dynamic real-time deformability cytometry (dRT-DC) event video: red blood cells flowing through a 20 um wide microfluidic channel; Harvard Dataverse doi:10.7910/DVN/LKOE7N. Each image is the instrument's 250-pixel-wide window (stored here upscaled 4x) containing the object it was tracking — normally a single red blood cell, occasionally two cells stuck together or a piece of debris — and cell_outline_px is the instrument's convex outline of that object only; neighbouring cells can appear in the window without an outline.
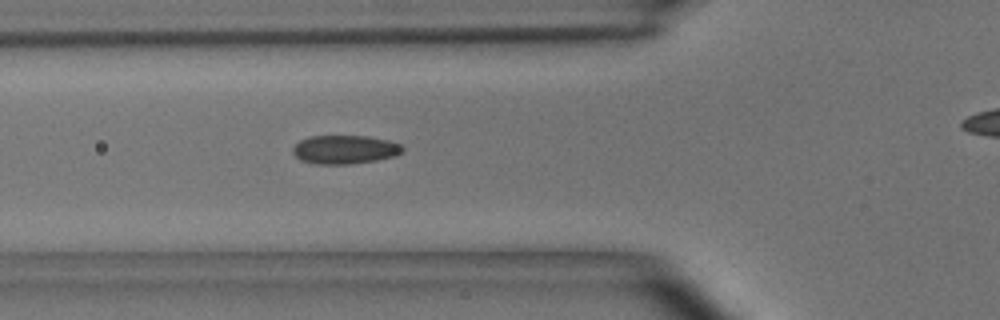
{"species": "common noctule bat (a hibernating species)", "species_latin": "Nyctalus noctula", "temperature_condition": "room temperature", "stored_images_in_passage": 41, "camera_frame_rate_fps": 3000, "um_per_image_px": 0.085, "animal": {"sex": "male", "body_mass_g": 15.6}, "frame": {"image": 1, "passage_image": 12, "time_ms": 3.667, "image_size_px": [1000, 320], "cell_outline_px": [[404, 152], [396, 156], [376, 160], [348, 164], [316, 164], [300, 160], [292, 152], [292, 148], [300, 140], [308, 136], [368, 136], [388, 140], [400, 144], [404, 148]], "centroid_in_image_um": [29.32, 12.71], "position_along_channel_um": 96.5, "area_um2": 18.44}}
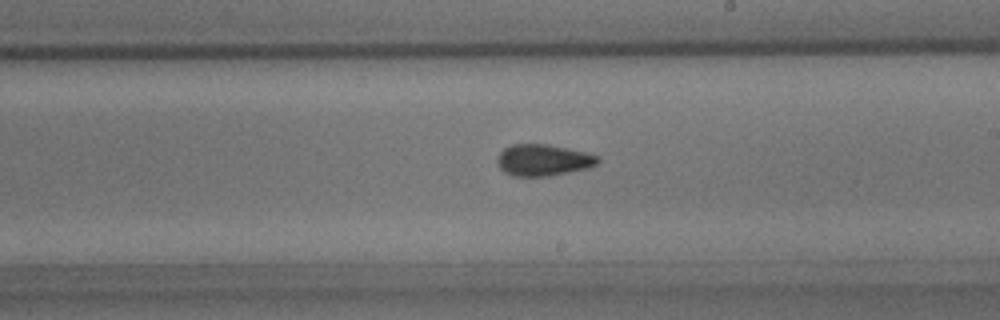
{"frame": {"image": 2, "passage_image": 24, "time_ms": 7.667, "image_size_px": [1000, 320], "cell_outline_px": [[600, 160], [596, 164], [588, 168], [548, 176], [512, 176], [504, 172], [496, 164], [496, 160], [500, 152], [504, 148], [512, 144], [548, 144], [584, 152], [600, 156]], "centroid_in_image_um": [46.14, 13.61], "position_along_channel_um": 242.9, "area_um2": 18.5}, "authors_computed_cell_mechanics": {"area_um2": 18.2648, "velocity_mm_per_s": 3.6443, "shape_relaxation_time_tau1_ms": 4.1088, "shape_relaxation_time_tau2_ms": 1.7948, "deformation_change_tau1": 0.0853, "deformation_change_tau2": 0.059}}